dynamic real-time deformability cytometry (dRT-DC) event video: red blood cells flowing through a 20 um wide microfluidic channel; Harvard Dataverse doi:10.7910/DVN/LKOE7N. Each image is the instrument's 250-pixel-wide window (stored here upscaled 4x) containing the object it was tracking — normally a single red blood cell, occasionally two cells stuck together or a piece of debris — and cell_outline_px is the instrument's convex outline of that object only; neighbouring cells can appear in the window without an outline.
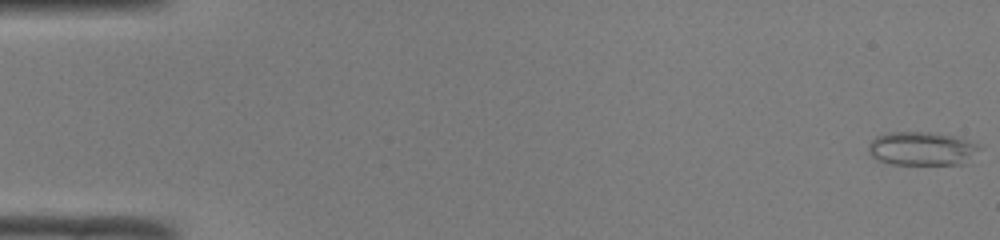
{"species": "common noctule bat (a hibernating species)", "species_latin": "Nyctalus noctula", "temperature_condition": "room temperature", "stored_images_in_passage": 50, "camera_frame_rate_fps": 3000, "um_per_image_px": 0.085, "animal": {"sex": "male", "body_mass_g": 19.0, "forearm_length_mm": 50.8}, "frame": {"image": 1, "passage_image": 1, "time_ms": 0.0, "image_size_px": [1000, 240], "cell_outline_px": [[980, 148], [964, 164], [892, 164], [876, 160], [868, 152], [868, 144], [876, 136], [888, 132], [932, 132], [952, 136], [968, 140], [976, 144]], "centroid_in_image_um": [78.3, 12.63], "position_along_channel_um": 6.7, "area_um2": 21.68}}
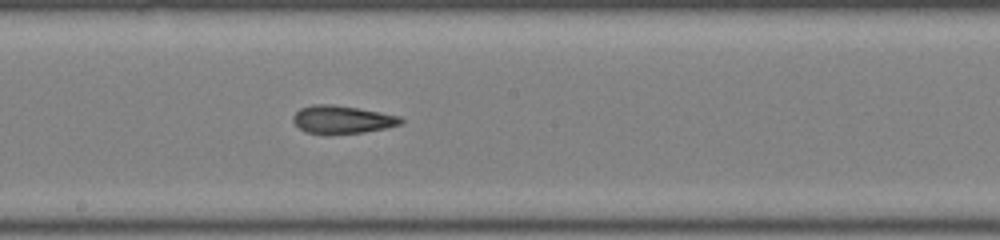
{"frame": {"image": 2, "passage_image": 28, "time_ms": 9.0, "image_size_px": [1000, 240], "cell_outline_px": [[404, 120], [400, 124], [384, 128], [364, 132], [332, 136], [328, 136], [304, 132], [292, 120], [292, 116], [300, 108], [312, 104], [332, 104], [380, 112], [400, 116]], "centroid_in_image_um": [29.03, 10.19], "position_along_channel_um": 219.2, "area_um2": 17.92}}
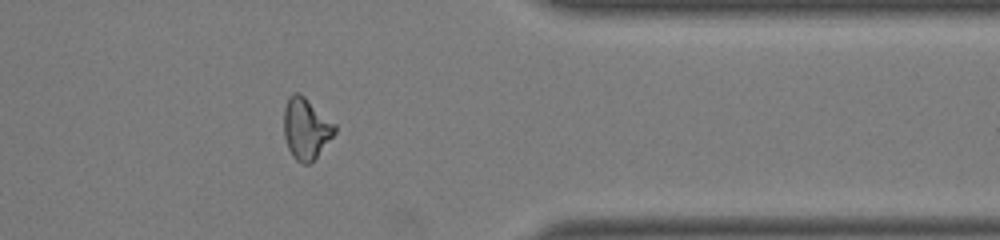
{"frame": {"image": 3, "passage_image": 41, "time_ms": 13.333, "image_size_px": [1000, 240], "cell_outline_px": [[336, 132], [312, 164], [300, 164], [292, 156], [288, 148], [284, 136], [284, 108], [288, 96], [292, 92], [300, 92], [336, 124]], "centroid_in_image_um": [26.01, 10.94], "position_along_channel_um": 385.4, "area_um2": 18.55}, "authors_computed_cell_mechanics": {"area_um2": 18.5249, "velocity_mm_per_s": 4.1113, "shape_relaxation_time_tau1_ms": null, "shape_relaxation_time_tau2_ms": 3.2739, "deformation_change_tau1": null, "deformation_change_tau2": 0.1117}}